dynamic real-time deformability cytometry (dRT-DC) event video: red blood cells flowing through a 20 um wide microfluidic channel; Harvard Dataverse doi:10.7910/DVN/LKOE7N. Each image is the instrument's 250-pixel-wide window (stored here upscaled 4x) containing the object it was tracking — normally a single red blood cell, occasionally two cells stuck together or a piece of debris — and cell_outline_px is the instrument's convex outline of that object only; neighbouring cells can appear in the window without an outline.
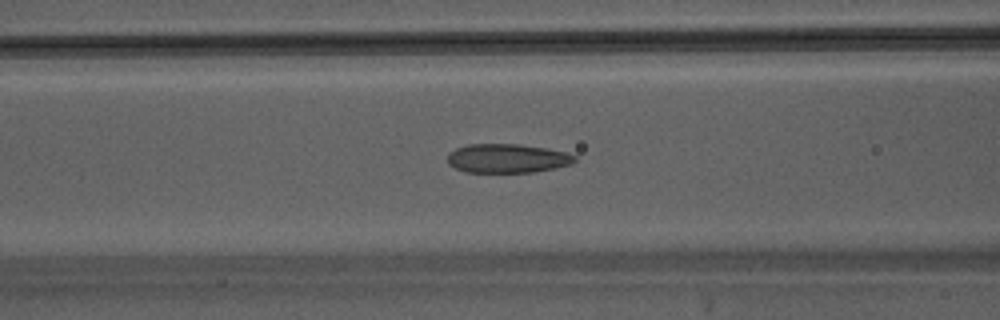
{"species": "Egyptian fruit bat (a non-hibernating species)", "species_latin": "Rousettus aegyptiacus", "temperature_condition": "warm", "stored_images_in_passage": 44, "camera_frame_rate_fps": 3000, "um_per_image_px": 0.085, "animal": {"sex": "male"}, "frame": {"image": 1, "passage_image": 18, "time_ms": 5.667, "image_size_px": [1000, 320], "cell_outline_px": [[576, 160], [572, 164], [556, 168], [532, 172], [464, 172], [448, 164], [448, 152], [456, 148], [468, 144], [520, 144], [568, 152], [576, 156]], "centroid_in_image_um": [43.13, 13.46], "position_along_channel_um": 123.5, "area_um2": 21.62}}
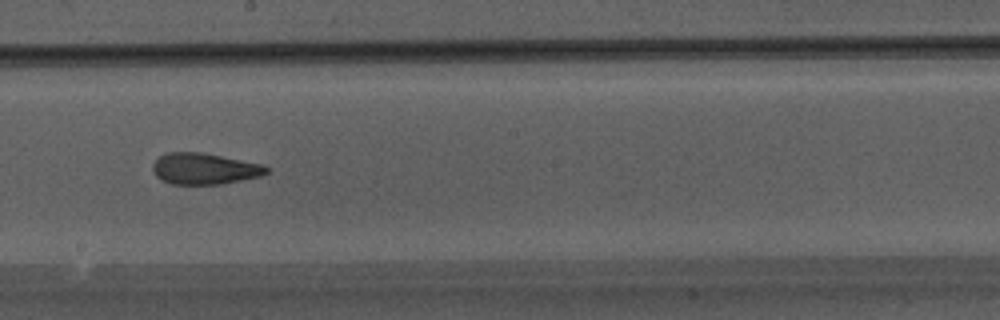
{"frame": {"image": 2, "passage_image": 25, "time_ms": 8.0, "image_size_px": [1000, 320], "cell_outline_px": [[268, 172], [260, 176], [220, 184], [172, 184], [160, 180], [156, 176], [152, 168], [152, 164], [160, 156], [168, 152], [200, 152], [264, 164], [268, 168]], "centroid_in_image_um": [17.36, 14.34], "position_along_channel_um": 230.8, "area_um2": 20.63}}
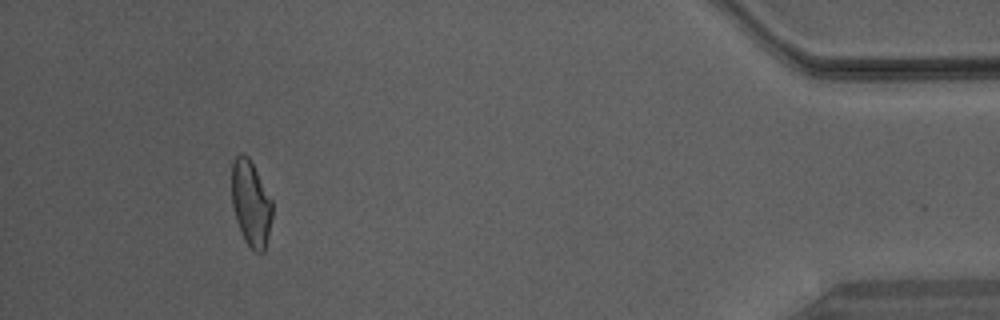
{"frame": {"image": 3, "passage_image": 41, "time_ms": 13.333, "image_size_px": [1000, 320], "cell_outline_px": [[272, 216], [268, 236], [264, 252], [252, 252], [244, 240], [236, 220], [232, 204], [232, 164], [236, 156], [240, 152], [244, 152], [248, 156], [272, 200]], "centroid_in_image_um": [21.32, 17.31], "position_along_channel_um": 413.9, "area_um2": 20.29}}